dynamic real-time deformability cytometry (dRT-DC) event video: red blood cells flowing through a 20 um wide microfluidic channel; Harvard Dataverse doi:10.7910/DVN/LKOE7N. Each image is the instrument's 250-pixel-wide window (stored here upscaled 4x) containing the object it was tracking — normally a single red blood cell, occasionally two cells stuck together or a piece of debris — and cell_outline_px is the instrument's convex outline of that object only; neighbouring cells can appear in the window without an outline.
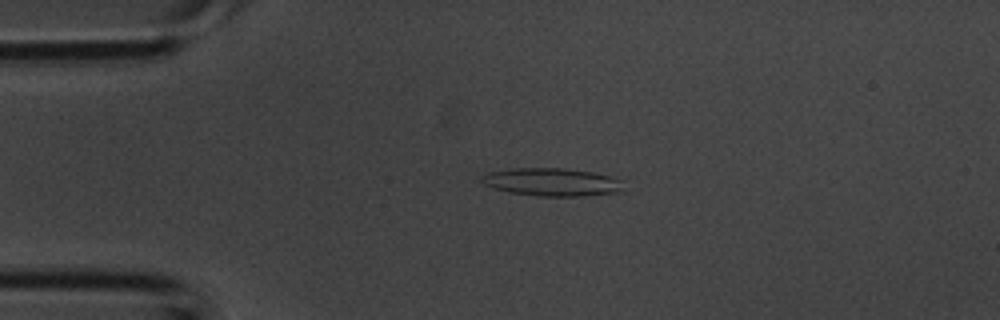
{"species": "common noctule bat (a hibernating species)", "species_latin": "Nyctalus noctula", "temperature_condition": "room temperature", "stored_images_in_passage": 41, "camera_frame_rate_fps": 3000, "um_per_image_px": 0.085, "animal": {"sex": "male", "body_mass_g": 20.1, "forearm_length_mm": 53.5}, "frame": {"image": 1, "passage_image": 9, "time_ms": 2.667, "image_size_px": [1000, 320], "cell_outline_px": [[624, 192], [584, 196], [536, 196], [508, 192], [492, 188], [484, 184], [480, 180], [480, 176], [488, 172], [512, 168], [564, 168], [592, 172], [624, 180]], "centroid_in_image_um": [46.94, 15.48], "position_along_channel_um": 38.1, "area_um2": 23.52}}
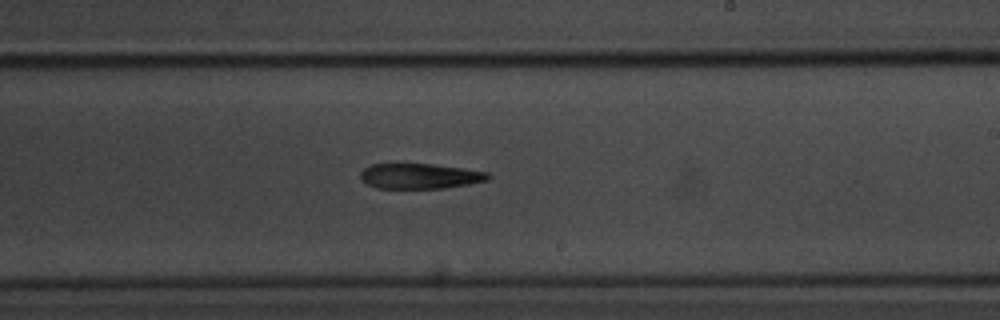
{"frame": {"image": 2, "passage_image": 24, "time_ms": 7.667, "image_size_px": [1000, 320], "cell_outline_px": [[492, 176], [488, 180], [468, 184], [444, 188], [376, 188], [360, 180], [360, 172], [368, 164], [432, 164], [488, 172]], "centroid_in_image_um": [35.66, 14.97], "position_along_channel_um": 253.3, "area_um2": 18.79}}
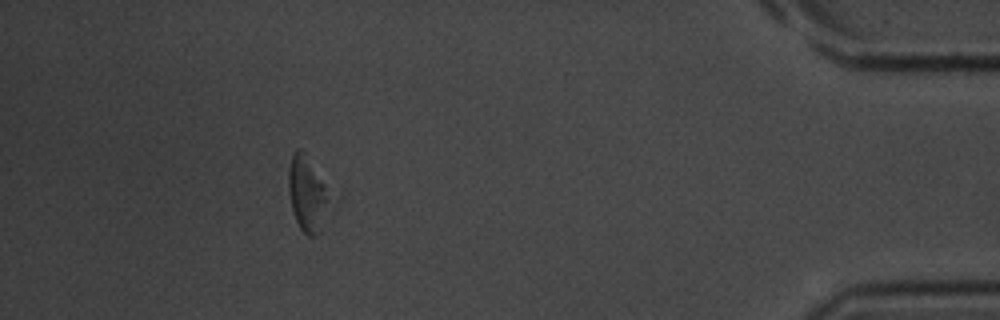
{"frame": {"image": 3, "passage_image": 37, "time_ms": 12.0, "image_size_px": [1000, 320], "cell_outline_px": [[340, 200], [336, 208], [316, 236], [308, 236], [300, 228], [296, 220], [292, 208], [288, 192], [288, 168], [292, 156], [300, 148], [340, 196]], "centroid_in_image_um": [26.35, 16.54], "position_along_channel_um": 408.8, "area_um2": 20.29}}